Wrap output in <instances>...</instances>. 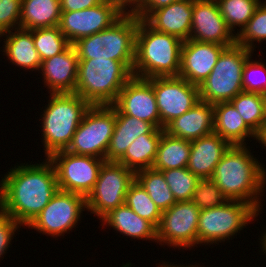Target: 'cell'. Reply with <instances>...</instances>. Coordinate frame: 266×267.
Segmentation results:
<instances>
[{"label":"cell","mask_w":266,"mask_h":267,"mask_svg":"<svg viewBox=\"0 0 266 267\" xmlns=\"http://www.w3.org/2000/svg\"><path fill=\"white\" fill-rule=\"evenodd\" d=\"M162 263L163 264H160V262H159V265L158 266H156V267H199L200 266V264H198V265H192V264H189L188 266L187 265H185V264H183V265H177V264H174V262L172 263H170V264H168L167 262H163L162 261ZM167 263V264H166ZM185 265V266H184ZM200 267H202V266H200ZM203 267H205V266H203Z\"/></svg>","instance_id":"f6af8a7d"},{"label":"cell","mask_w":266,"mask_h":267,"mask_svg":"<svg viewBox=\"0 0 266 267\" xmlns=\"http://www.w3.org/2000/svg\"><path fill=\"white\" fill-rule=\"evenodd\" d=\"M257 142L261 143V147L266 148V124L262 128L261 132L257 135Z\"/></svg>","instance_id":"ee69618b"},{"label":"cell","mask_w":266,"mask_h":267,"mask_svg":"<svg viewBox=\"0 0 266 267\" xmlns=\"http://www.w3.org/2000/svg\"><path fill=\"white\" fill-rule=\"evenodd\" d=\"M115 122L116 110L112 105H90L65 151L106 160Z\"/></svg>","instance_id":"9c48e42d"},{"label":"cell","mask_w":266,"mask_h":267,"mask_svg":"<svg viewBox=\"0 0 266 267\" xmlns=\"http://www.w3.org/2000/svg\"><path fill=\"white\" fill-rule=\"evenodd\" d=\"M189 39L217 43L226 47L236 43V35L228 28L217 2L211 0H193Z\"/></svg>","instance_id":"e0dca14e"},{"label":"cell","mask_w":266,"mask_h":267,"mask_svg":"<svg viewBox=\"0 0 266 267\" xmlns=\"http://www.w3.org/2000/svg\"><path fill=\"white\" fill-rule=\"evenodd\" d=\"M32 35L41 61L60 54L71 45L58 26L33 29Z\"/></svg>","instance_id":"836d02e7"},{"label":"cell","mask_w":266,"mask_h":267,"mask_svg":"<svg viewBox=\"0 0 266 267\" xmlns=\"http://www.w3.org/2000/svg\"><path fill=\"white\" fill-rule=\"evenodd\" d=\"M191 144L189 140L177 138L165 131L162 133L152 169L164 171L188 166Z\"/></svg>","instance_id":"83f0119b"},{"label":"cell","mask_w":266,"mask_h":267,"mask_svg":"<svg viewBox=\"0 0 266 267\" xmlns=\"http://www.w3.org/2000/svg\"><path fill=\"white\" fill-rule=\"evenodd\" d=\"M162 135H141L127 148L118 161L134 173L152 168Z\"/></svg>","instance_id":"f1b7e54d"},{"label":"cell","mask_w":266,"mask_h":267,"mask_svg":"<svg viewBox=\"0 0 266 267\" xmlns=\"http://www.w3.org/2000/svg\"><path fill=\"white\" fill-rule=\"evenodd\" d=\"M177 0H139L138 11H155L175 2Z\"/></svg>","instance_id":"7bdbcfd3"},{"label":"cell","mask_w":266,"mask_h":267,"mask_svg":"<svg viewBox=\"0 0 266 267\" xmlns=\"http://www.w3.org/2000/svg\"><path fill=\"white\" fill-rule=\"evenodd\" d=\"M41 112L44 156L66 150L90 104L76 93H50Z\"/></svg>","instance_id":"277c9868"},{"label":"cell","mask_w":266,"mask_h":267,"mask_svg":"<svg viewBox=\"0 0 266 267\" xmlns=\"http://www.w3.org/2000/svg\"><path fill=\"white\" fill-rule=\"evenodd\" d=\"M266 41V1L256 8L246 26L236 35V43L254 52L255 43Z\"/></svg>","instance_id":"e575fe53"},{"label":"cell","mask_w":266,"mask_h":267,"mask_svg":"<svg viewBox=\"0 0 266 267\" xmlns=\"http://www.w3.org/2000/svg\"><path fill=\"white\" fill-rule=\"evenodd\" d=\"M1 178L3 213L26 228L59 190L54 166L48 158L35 164L15 165Z\"/></svg>","instance_id":"6da1fadb"},{"label":"cell","mask_w":266,"mask_h":267,"mask_svg":"<svg viewBox=\"0 0 266 267\" xmlns=\"http://www.w3.org/2000/svg\"><path fill=\"white\" fill-rule=\"evenodd\" d=\"M259 212L241 200H227L214 208L202 209L199 214L197 245H212L232 240L241 230L250 225Z\"/></svg>","instance_id":"52a82bcc"},{"label":"cell","mask_w":266,"mask_h":267,"mask_svg":"<svg viewBox=\"0 0 266 267\" xmlns=\"http://www.w3.org/2000/svg\"><path fill=\"white\" fill-rule=\"evenodd\" d=\"M22 0H0V36L20 28Z\"/></svg>","instance_id":"f35d334b"},{"label":"cell","mask_w":266,"mask_h":267,"mask_svg":"<svg viewBox=\"0 0 266 267\" xmlns=\"http://www.w3.org/2000/svg\"><path fill=\"white\" fill-rule=\"evenodd\" d=\"M164 129L129 115H116L114 132L106 153V161L118 162L127 148L141 135H162Z\"/></svg>","instance_id":"603a6c76"},{"label":"cell","mask_w":266,"mask_h":267,"mask_svg":"<svg viewBox=\"0 0 266 267\" xmlns=\"http://www.w3.org/2000/svg\"><path fill=\"white\" fill-rule=\"evenodd\" d=\"M132 77L120 61L79 59L75 93L90 105H112Z\"/></svg>","instance_id":"8992f818"},{"label":"cell","mask_w":266,"mask_h":267,"mask_svg":"<svg viewBox=\"0 0 266 267\" xmlns=\"http://www.w3.org/2000/svg\"><path fill=\"white\" fill-rule=\"evenodd\" d=\"M21 226L19 222L9 215L5 213L0 215V259H4V255L8 253L7 249H9L8 247L11 245V240H13V236H15L18 230L20 232L19 228H21Z\"/></svg>","instance_id":"ab89813d"},{"label":"cell","mask_w":266,"mask_h":267,"mask_svg":"<svg viewBox=\"0 0 266 267\" xmlns=\"http://www.w3.org/2000/svg\"><path fill=\"white\" fill-rule=\"evenodd\" d=\"M164 131L172 136L189 141L213 133V105L200 100L186 113L169 122L164 127Z\"/></svg>","instance_id":"7402d4cb"},{"label":"cell","mask_w":266,"mask_h":267,"mask_svg":"<svg viewBox=\"0 0 266 267\" xmlns=\"http://www.w3.org/2000/svg\"><path fill=\"white\" fill-rule=\"evenodd\" d=\"M161 172L163 173L176 202L189 201L192 199L196 184L200 179L189 171L187 167L169 169Z\"/></svg>","instance_id":"d590c367"},{"label":"cell","mask_w":266,"mask_h":267,"mask_svg":"<svg viewBox=\"0 0 266 267\" xmlns=\"http://www.w3.org/2000/svg\"><path fill=\"white\" fill-rule=\"evenodd\" d=\"M191 150L187 169L199 179H211L216 165L231 144L216 133L190 141Z\"/></svg>","instance_id":"44dd1931"},{"label":"cell","mask_w":266,"mask_h":267,"mask_svg":"<svg viewBox=\"0 0 266 267\" xmlns=\"http://www.w3.org/2000/svg\"><path fill=\"white\" fill-rule=\"evenodd\" d=\"M252 56L247 58L243 68V90L263 95L266 93V63L261 58L253 60Z\"/></svg>","instance_id":"8d00e7d4"},{"label":"cell","mask_w":266,"mask_h":267,"mask_svg":"<svg viewBox=\"0 0 266 267\" xmlns=\"http://www.w3.org/2000/svg\"><path fill=\"white\" fill-rule=\"evenodd\" d=\"M263 0H218L220 14L228 28L237 35L254 15L256 8ZM239 27L237 29V27ZM237 29V33L235 29Z\"/></svg>","instance_id":"1f68e13d"},{"label":"cell","mask_w":266,"mask_h":267,"mask_svg":"<svg viewBox=\"0 0 266 267\" xmlns=\"http://www.w3.org/2000/svg\"><path fill=\"white\" fill-rule=\"evenodd\" d=\"M259 244L260 245V248H261V252L263 253V255L265 254L266 255V230L261 234L260 238H259Z\"/></svg>","instance_id":"bcb514c9"},{"label":"cell","mask_w":266,"mask_h":267,"mask_svg":"<svg viewBox=\"0 0 266 267\" xmlns=\"http://www.w3.org/2000/svg\"><path fill=\"white\" fill-rule=\"evenodd\" d=\"M253 51L235 43L225 47L209 76L199 85L200 100L212 105L230 102L243 90V68Z\"/></svg>","instance_id":"ba28073f"},{"label":"cell","mask_w":266,"mask_h":267,"mask_svg":"<svg viewBox=\"0 0 266 267\" xmlns=\"http://www.w3.org/2000/svg\"><path fill=\"white\" fill-rule=\"evenodd\" d=\"M78 61V54L73 45L60 54L41 61L39 73L43 76V87L48 89V94L75 93Z\"/></svg>","instance_id":"ffe728a7"},{"label":"cell","mask_w":266,"mask_h":267,"mask_svg":"<svg viewBox=\"0 0 266 267\" xmlns=\"http://www.w3.org/2000/svg\"><path fill=\"white\" fill-rule=\"evenodd\" d=\"M263 98H264V108H265V116H266V93L263 94Z\"/></svg>","instance_id":"7dc6e473"},{"label":"cell","mask_w":266,"mask_h":267,"mask_svg":"<svg viewBox=\"0 0 266 267\" xmlns=\"http://www.w3.org/2000/svg\"><path fill=\"white\" fill-rule=\"evenodd\" d=\"M87 210L86 197L78 194L58 190L43 210L27 226L43 235L53 238L64 236L76 228L81 213Z\"/></svg>","instance_id":"8fae6325"},{"label":"cell","mask_w":266,"mask_h":267,"mask_svg":"<svg viewBox=\"0 0 266 267\" xmlns=\"http://www.w3.org/2000/svg\"><path fill=\"white\" fill-rule=\"evenodd\" d=\"M200 211L191 200L175 202L169 209L163 211L157 227V244L179 250L198 247Z\"/></svg>","instance_id":"4fadbf2b"},{"label":"cell","mask_w":266,"mask_h":267,"mask_svg":"<svg viewBox=\"0 0 266 267\" xmlns=\"http://www.w3.org/2000/svg\"><path fill=\"white\" fill-rule=\"evenodd\" d=\"M183 42L138 18L133 76L144 79L179 76Z\"/></svg>","instance_id":"3957f363"},{"label":"cell","mask_w":266,"mask_h":267,"mask_svg":"<svg viewBox=\"0 0 266 267\" xmlns=\"http://www.w3.org/2000/svg\"><path fill=\"white\" fill-rule=\"evenodd\" d=\"M227 200L212 179H200L191 199L200 210L220 206Z\"/></svg>","instance_id":"74e56055"},{"label":"cell","mask_w":266,"mask_h":267,"mask_svg":"<svg viewBox=\"0 0 266 267\" xmlns=\"http://www.w3.org/2000/svg\"><path fill=\"white\" fill-rule=\"evenodd\" d=\"M249 148L231 145L216 165L211 179L228 200L247 202L262 214L264 200L260 197L266 189V168Z\"/></svg>","instance_id":"7a4b0ae2"},{"label":"cell","mask_w":266,"mask_h":267,"mask_svg":"<svg viewBox=\"0 0 266 267\" xmlns=\"http://www.w3.org/2000/svg\"><path fill=\"white\" fill-rule=\"evenodd\" d=\"M101 1L103 3L114 5L122 14L136 15L139 10V0H101Z\"/></svg>","instance_id":"b9f144b4"},{"label":"cell","mask_w":266,"mask_h":267,"mask_svg":"<svg viewBox=\"0 0 266 267\" xmlns=\"http://www.w3.org/2000/svg\"><path fill=\"white\" fill-rule=\"evenodd\" d=\"M138 17L123 14L110 27L76 41L78 59H111L122 62L131 72L135 61Z\"/></svg>","instance_id":"5b68a950"},{"label":"cell","mask_w":266,"mask_h":267,"mask_svg":"<svg viewBox=\"0 0 266 267\" xmlns=\"http://www.w3.org/2000/svg\"><path fill=\"white\" fill-rule=\"evenodd\" d=\"M125 204L140 217L151 222L156 228L158 227L162 212L136 179L128 188Z\"/></svg>","instance_id":"d6a6232c"},{"label":"cell","mask_w":266,"mask_h":267,"mask_svg":"<svg viewBox=\"0 0 266 267\" xmlns=\"http://www.w3.org/2000/svg\"><path fill=\"white\" fill-rule=\"evenodd\" d=\"M102 3L101 0H60L62 11L83 10L97 6Z\"/></svg>","instance_id":"60d3db41"},{"label":"cell","mask_w":266,"mask_h":267,"mask_svg":"<svg viewBox=\"0 0 266 267\" xmlns=\"http://www.w3.org/2000/svg\"><path fill=\"white\" fill-rule=\"evenodd\" d=\"M230 102L239 112L246 125L258 135L266 124L263 95L242 91Z\"/></svg>","instance_id":"f546056e"},{"label":"cell","mask_w":266,"mask_h":267,"mask_svg":"<svg viewBox=\"0 0 266 267\" xmlns=\"http://www.w3.org/2000/svg\"><path fill=\"white\" fill-rule=\"evenodd\" d=\"M122 15L114 5L102 2L83 10L62 11L58 27L73 45L81 38L107 29Z\"/></svg>","instance_id":"9a60e30c"},{"label":"cell","mask_w":266,"mask_h":267,"mask_svg":"<svg viewBox=\"0 0 266 267\" xmlns=\"http://www.w3.org/2000/svg\"><path fill=\"white\" fill-rule=\"evenodd\" d=\"M192 14L193 0H177L155 11H138L136 16L151 28L185 41L190 38Z\"/></svg>","instance_id":"d6986e66"},{"label":"cell","mask_w":266,"mask_h":267,"mask_svg":"<svg viewBox=\"0 0 266 267\" xmlns=\"http://www.w3.org/2000/svg\"><path fill=\"white\" fill-rule=\"evenodd\" d=\"M0 37L5 38L2 52L9 63L20 67L21 70L25 69L24 71L40 70L41 59L34 46L32 30L18 28L9 30Z\"/></svg>","instance_id":"cb8c5ba5"},{"label":"cell","mask_w":266,"mask_h":267,"mask_svg":"<svg viewBox=\"0 0 266 267\" xmlns=\"http://www.w3.org/2000/svg\"><path fill=\"white\" fill-rule=\"evenodd\" d=\"M225 45L185 40L181 49L179 76L199 86L212 72Z\"/></svg>","instance_id":"ac0fdd59"},{"label":"cell","mask_w":266,"mask_h":267,"mask_svg":"<svg viewBox=\"0 0 266 267\" xmlns=\"http://www.w3.org/2000/svg\"><path fill=\"white\" fill-rule=\"evenodd\" d=\"M101 226L112 227L123 236L137 240L157 242V228L140 217L126 204L111 210L101 219Z\"/></svg>","instance_id":"d4e9b609"},{"label":"cell","mask_w":266,"mask_h":267,"mask_svg":"<svg viewBox=\"0 0 266 267\" xmlns=\"http://www.w3.org/2000/svg\"><path fill=\"white\" fill-rule=\"evenodd\" d=\"M3 213V208H2V204H1V201H0V215Z\"/></svg>","instance_id":"681fc988"},{"label":"cell","mask_w":266,"mask_h":267,"mask_svg":"<svg viewBox=\"0 0 266 267\" xmlns=\"http://www.w3.org/2000/svg\"><path fill=\"white\" fill-rule=\"evenodd\" d=\"M153 86L160 114V129L200 101L199 86L180 76L147 79Z\"/></svg>","instance_id":"5bb4252c"},{"label":"cell","mask_w":266,"mask_h":267,"mask_svg":"<svg viewBox=\"0 0 266 267\" xmlns=\"http://www.w3.org/2000/svg\"><path fill=\"white\" fill-rule=\"evenodd\" d=\"M131 266H132L131 263L128 262V263H126V264H123L121 267H131Z\"/></svg>","instance_id":"c3c4849f"},{"label":"cell","mask_w":266,"mask_h":267,"mask_svg":"<svg viewBox=\"0 0 266 267\" xmlns=\"http://www.w3.org/2000/svg\"><path fill=\"white\" fill-rule=\"evenodd\" d=\"M53 164L59 189L85 197L93 190L100 168L106 161L94 156L77 155L65 150L48 157Z\"/></svg>","instance_id":"7c38bea8"},{"label":"cell","mask_w":266,"mask_h":267,"mask_svg":"<svg viewBox=\"0 0 266 267\" xmlns=\"http://www.w3.org/2000/svg\"><path fill=\"white\" fill-rule=\"evenodd\" d=\"M134 180L135 173L123 164L105 161L93 190L86 197V211L101 220L111 210L125 204L128 188Z\"/></svg>","instance_id":"30bf717a"},{"label":"cell","mask_w":266,"mask_h":267,"mask_svg":"<svg viewBox=\"0 0 266 267\" xmlns=\"http://www.w3.org/2000/svg\"><path fill=\"white\" fill-rule=\"evenodd\" d=\"M135 179L142 185L161 212L166 211L176 202L161 171L152 168L140 170L135 173Z\"/></svg>","instance_id":"4dcf8cb0"},{"label":"cell","mask_w":266,"mask_h":267,"mask_svg":"<svg viewBox=\"0 0 266 267\" xmlns=\"http://www.w3.org/2000/svg\"><path fill=\"white\" fill-rule=\"evenodd\" d=\"M61 14L60 0H22L20 28L33 30L56 27Z\"/></svg>","instance_id":"4316f807"},{"label":"cell","mask_w":266,"mask_h":267,"mask_svg":"<svg viewBox=\"0 0 266 267\" xmlns=\"http://www.w3.org/2000/svg\"><path fill=\"white\" fill-rule=\"evenodd\" d=\"M213 108L214 133L231 145H247L246 141L250 138L257 141V135L246 125L231 102L217 103Z\"/></svg>","instance_id":"484cf974"},{"label":"cell","mask_w":266,"mask_h":267,"mask_svg":"<svg viewBox=\"0 0 266 267\" xmlns=\"http://www.w3.org/2000/svg\"><path fill=\"white\" fill-rule=\"evenodd\" d=\"M112 106L116 110V115H129L160 129L156 96L152 84L147 79L133 76L119 92Z\"/></svg>","instance_id":"2e32d148"}]
</instances>
